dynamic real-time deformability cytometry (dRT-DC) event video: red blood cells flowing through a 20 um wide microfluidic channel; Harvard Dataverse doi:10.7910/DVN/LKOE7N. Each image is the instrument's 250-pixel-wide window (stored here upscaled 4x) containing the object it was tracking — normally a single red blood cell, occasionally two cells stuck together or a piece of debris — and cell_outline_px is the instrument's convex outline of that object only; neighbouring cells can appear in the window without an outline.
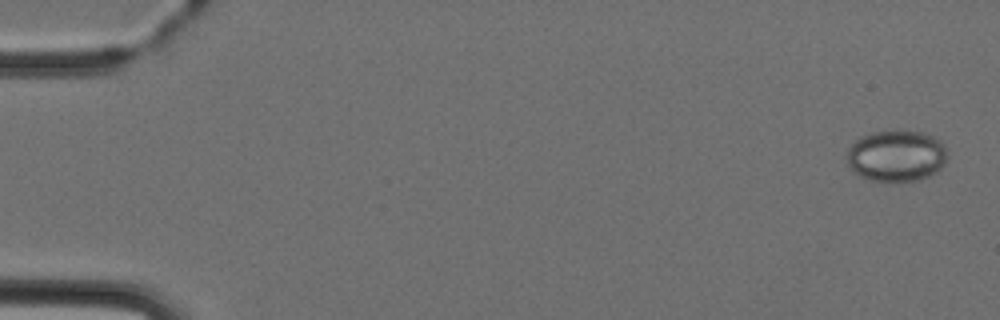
{"species": "Egyptian fruit bat (a non-hibernating species)", "species_latin": "Rousettus aegyptiacus", "temperature_condition": "cold", "stored_images_in_passage": 6, "camera_frame_rate_fps": 3000, "um_per_image_px": 0.085, "animal": {"sex": "female"}, "frame": {"image": 1, "passage_image": 1, "time_ms": 0.0, "image_size_px": [1000, 320], "cell_outline_px": [[948, 156], [944, 164], [936, 172], [920, 180], [872, 180], [860, 176], [848, 164], [848, 148], [860, 136], [872, 132], [920, 132], [932, 136], [940, 140], [944, 144], [948, 152]], "centroid_in_image_um": [76.23, 13.24], "position_along_channel_um": 8.8, "area_um2": 29.59}}